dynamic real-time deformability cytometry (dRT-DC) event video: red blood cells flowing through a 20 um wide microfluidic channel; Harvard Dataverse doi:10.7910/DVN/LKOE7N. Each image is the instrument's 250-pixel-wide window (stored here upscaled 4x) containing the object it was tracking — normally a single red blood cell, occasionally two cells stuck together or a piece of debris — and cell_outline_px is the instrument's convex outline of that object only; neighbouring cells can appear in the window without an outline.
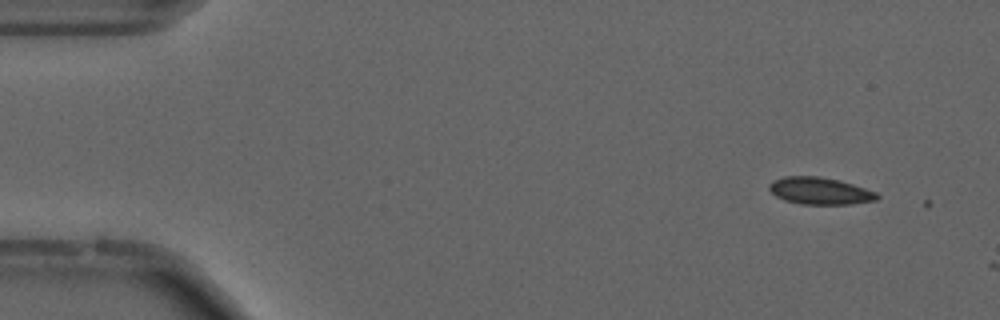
{"species": "common noctule bat (a hibernating species)", "species_latin": "Nyctalus noctula", "temperature_condition": "cold", "stored_images_in_passage": 4, "camera_frame_rate_fps": 3000, "um_per_image_px": 0.085, "animal": {"sex": "male", "forearm_length_mm": 52.5}, "frame": {"image": 1, "passage_image": 3, "time_ms": 0.667, "image_size_px": [1000, 320], "cell_outline_px": [[880, 196], [876, 200], [852, 204], [800, 204], [784, 200], [776, 196], [768, 188], [768, 184], [772, 180], [784, 176], [820, 176], [840, 180], [876, 192]], "centroid_in_image_um": [69.66, 16.22], "position_along_channel_um": 15.3, "area_um2": 17.11}}